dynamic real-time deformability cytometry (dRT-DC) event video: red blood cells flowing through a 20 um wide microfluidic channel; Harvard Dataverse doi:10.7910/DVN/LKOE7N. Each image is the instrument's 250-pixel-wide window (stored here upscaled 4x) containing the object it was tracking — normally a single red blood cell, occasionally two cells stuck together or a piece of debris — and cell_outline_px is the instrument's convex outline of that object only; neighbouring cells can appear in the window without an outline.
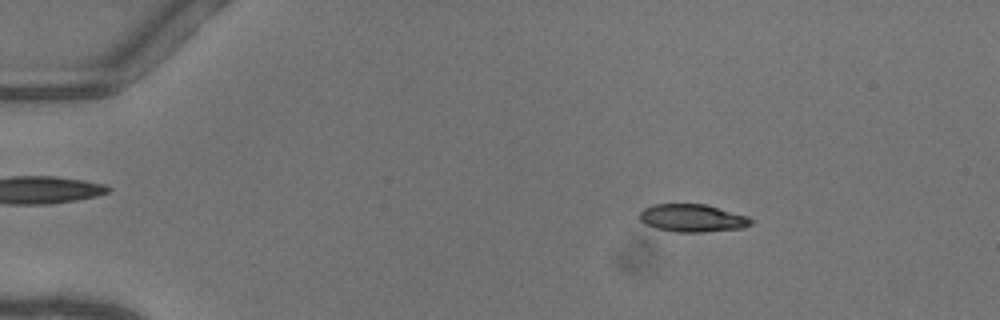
{"species": "common noctule bat (a hibernating species)", "species_latin": "Nyctalus noctula", "temperature_condition": "warm", "stored_images_in_passage": 50, "camera_frame_rate_fps": 3000, "um_per_image_px": 0.085, "animal": {"sex": "female"}, "frame": {"image": 1, "passage_image": 8, "time_ms": 2.333, "image_size_px": [1000, 320], "cell_outline_px": [[752, 224], [744, 228], [704, 232], [676, 232], [656, 228], [644, 224], [640, 220], [640, 212], [644, 208], [652, 204], [704, 204], [748, 216], [752, 220]], "centroid_in_image_um": [58.85, 18.54], "position_along_channel_um": 26.2, "area_um2": 18.03}}
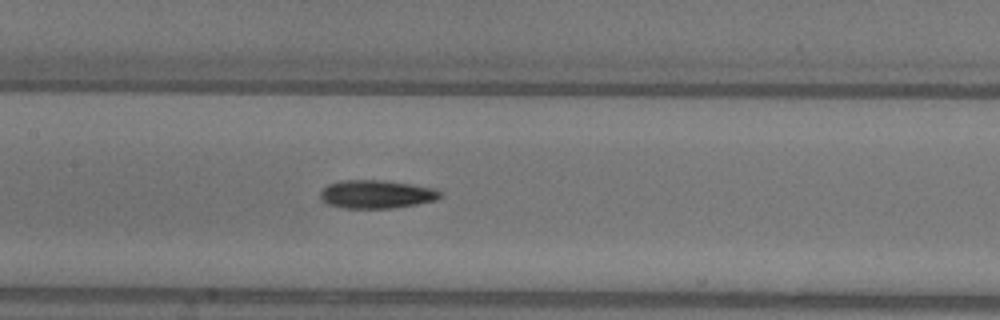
{"frame": {"image": 2, "passage_image": 25, "time_ms": 8.0, "image_size_px": [1000, 320], "cell_outline_px": [[444, 192], [436, 200], [416, 204], [392, 208], [344, 208], [328, 204], [320, 196], [320, 192], [328, 184], [340, 180], [384, 180], [412, 184], [436, 188]], "centroid_in_image_um": [32.03, 16.5], "position_along_channel_um": 175.4, "area_um2": 19.83}}
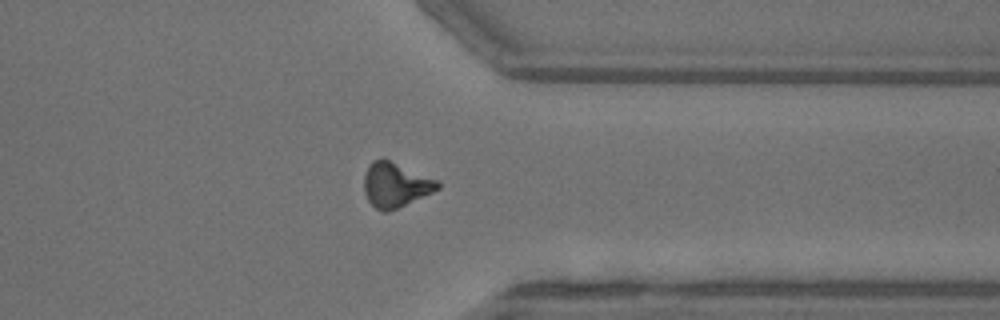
{"frame": {"image": 3, "passage_image": 40, "time_ms": 13.0, "image_size_px": [1000, 320], "cell_outline_px": [[440, 188], [432, 192], [388, 212], [384, 212], [376, 208], [368, 200], [364, 192], [364, 176], [372, 160], [380, 156], [440, 180]], "centroid_in_image_um": [33.62, 15.68], "position_along_channel_um": 377.8, "area_um2": 19.25}, "authors_computed_cell_mechanics": {"area_um2": 18.6405, "velocity_mm_per_s": 4.1141, "shape_relaxation_time_tau1_ms": 4.4956, "shape_relaxation_time_tau2_ms": 9.5952, "deformation_change_tau1": 0.1784, "deformation_change_tau2": 0.2032}}